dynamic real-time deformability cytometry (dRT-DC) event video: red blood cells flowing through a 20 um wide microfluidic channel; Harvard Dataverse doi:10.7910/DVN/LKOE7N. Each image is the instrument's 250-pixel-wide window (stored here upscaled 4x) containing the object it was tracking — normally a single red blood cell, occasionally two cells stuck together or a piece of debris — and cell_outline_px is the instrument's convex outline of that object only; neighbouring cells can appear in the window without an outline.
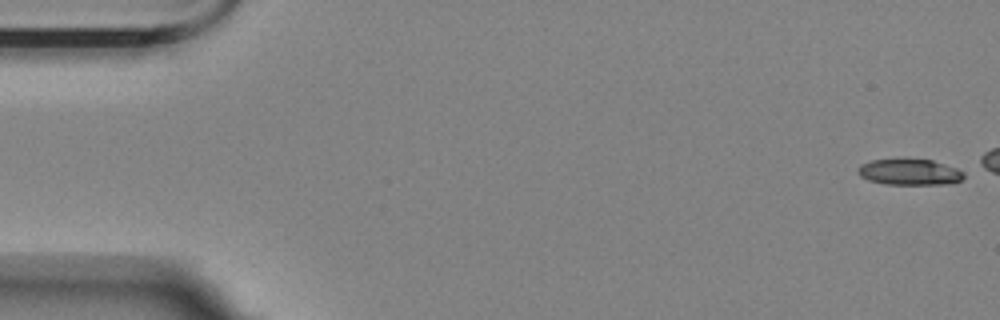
{"species": "Egyptian fruit bat (a non-hibernating species)", "species_latin": "Rousettus aegyptiacus", "temperature_condition": "room temperature", "stored_images_in_passage": 21, "camera_frame_rate_fps": 3000, "um_per_image_px": 0.085, "animal": {"sex": "female"}, "frame": {"image": 1, "passage_image": 1, "time_ms": 0.0, "image_size_px": [1000, 320], "cell_outline_px": [[964, 176], [960, 180], [944, 184], [888, 184], [868, 180], [860, 176], [856, 172], [856, 168], [860, 164], [872, 160], [932, 160], [956, 168], [964, 172]], "centroid_in_image_um": [77.26, 14.63], "position_along_channel_um": 7.7, "area_um2": 15.78}}
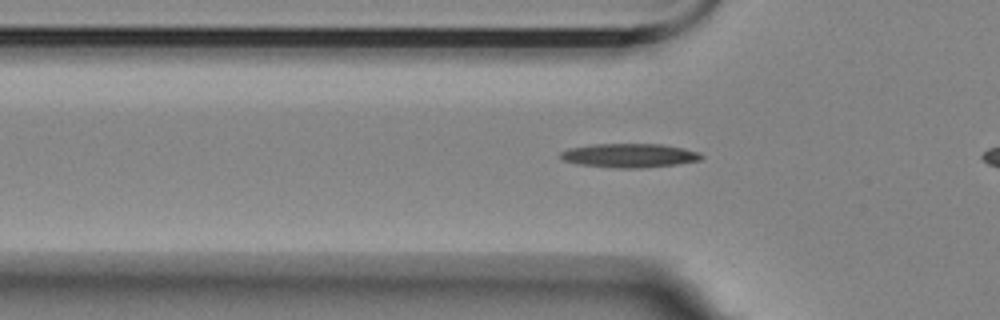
{"frame": {"image": 2, "passage_image": 18, "time_ms": 5.667, "image_size_px": [1000, 320], "cell_outline_px": [[704, 156], [700, 160], [676, 164], [640, 168], [616, 168], [580, 164], [564, 160], [560, 156], [560, 152], [568, 148], [592, 144], [660, 144], [684, 148], [700, 152]], "centroid_in_image_um": [53.51, 13.21], "position_along_channel_um": 72.3, "area_um2": 19.59}}